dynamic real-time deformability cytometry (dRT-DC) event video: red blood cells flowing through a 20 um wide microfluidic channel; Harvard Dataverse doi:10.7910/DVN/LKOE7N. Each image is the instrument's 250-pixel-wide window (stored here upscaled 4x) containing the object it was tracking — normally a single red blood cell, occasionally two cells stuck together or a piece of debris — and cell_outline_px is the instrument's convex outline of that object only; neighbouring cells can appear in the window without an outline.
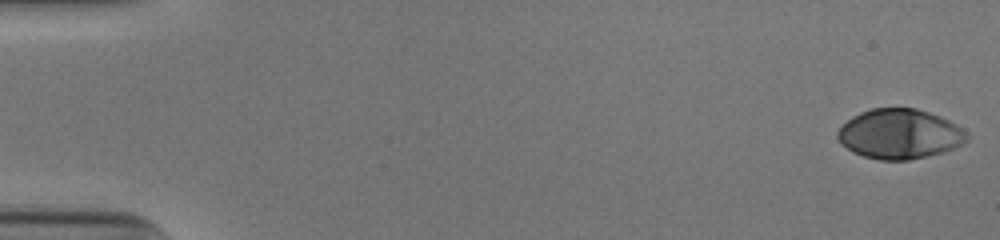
{"species": "human", "species_latin": "Homo sapiens", "temperature_condition": "cold", "stored_images_in_passage": 53, "camera_frame_rate_fps": 3000, "um_per_image_px": 0.085, "donor": {"sex": "male"}, "frame": {"image": 1, "passage_image": 1, "time_ms": 0.0, "image_size_px": [1000, 240], "cell_outline_px": [[968, 140], [944, 152], [928, 156], [908, 160], [880, 160], [864, 156], [852, 152], [840, 144], [836, 136], [836, 132], [852, 116], [860, 112], [872, 108], [916, 108], [940, 116], [956, 124], [968, 136]], "centroid_in_image_um": [76.43, 11.39], "position_along_channel_um": 8.6, "area_um2": 37.45}}
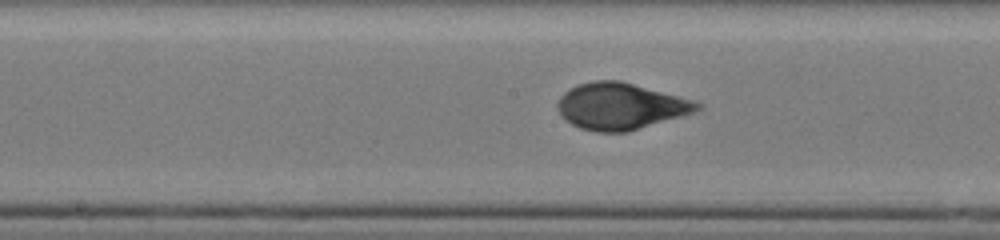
{"frame": {"image": 2, "passage_image": 28, "time_ms": 9.0, "image_size_px": [1000, 240], "cell_outline_px": [[700, 108], [696, 112], [628, 132], [596, 132], [580, 128], [572, 124], [560, 112], [556, 104], [560, 96], [564, 92], [580, 84], [592, 80], [620, 80], [696, 100], [700, 104]], "centroid_in_image_um": [52.78, 9.02], "position_along_channel_um": 195.4, "area_um2": 37.86}}
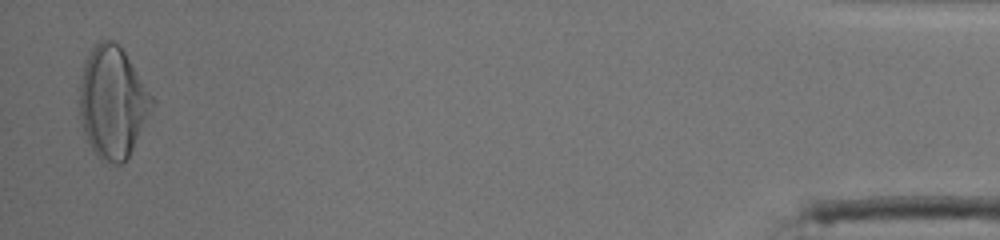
{"frame": {"image": 3, "passage_image": 52, "time_ms": 17.0, "image_size_px": [1000, 240], "cell_outline_px": [[156, 104], [128, 156], [120, 164], [112, 164], [100, 160], [96, 156], [84, 132], [80, 116], [80, 80], [84, 60], [92, 48], [100, 40], [112, 40], [124, 52], [152, 96]], "centroid_in_image_um": [9.57, 8.71], "position_along_channel_um": 425.6, "area_um2": 46.7}, "authors_computed_cell_mechanics": {"area_um2": 37.3966, "velocity_mm_per_s": 3.902, "shape_relaxation_time_tau1_ms": 5.0911, "shape_relaxation_time_tau2_ms": null, "deformation_change_tau1": 0.2396, "deformation_change_tau2": null}}